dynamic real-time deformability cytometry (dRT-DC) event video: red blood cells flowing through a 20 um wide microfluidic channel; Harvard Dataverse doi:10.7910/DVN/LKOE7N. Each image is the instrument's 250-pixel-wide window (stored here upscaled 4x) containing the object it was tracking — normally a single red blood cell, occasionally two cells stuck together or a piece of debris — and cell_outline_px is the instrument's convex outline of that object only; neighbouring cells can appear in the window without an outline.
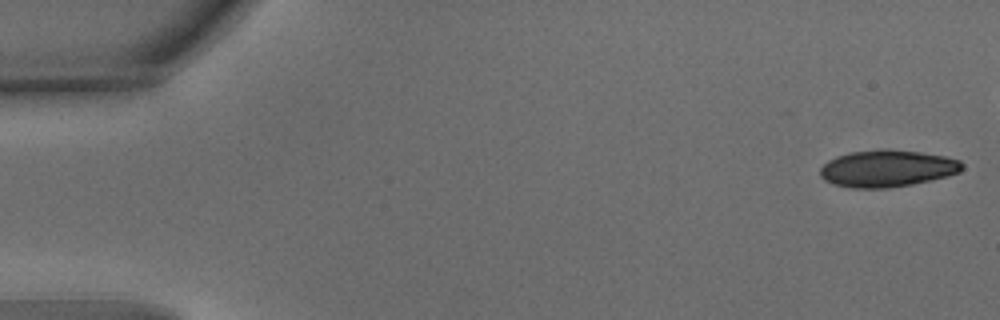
{"species": "common noctule bat (a hibernating species)", "species_latin": "Nyctalus noctula", "temperature_condition": "warm", "stored_images_in_passage": 23, "camera_frame_rate_fps": 3000, "um_per_image_px": 0.085, "animal": {"sex": "male", "body_mass_g": 15.6}, "frame": {"image": 1, "passage_image": 1, "time_ms": 0.0, "image_size_px": [1000, 320], "cell_outline_px": [[964, 168], [960, 172], [948, 176], [912, 184], [888, 188], [852, 188], [836, 184], [824, 180], [820, 176], [820, 168], [828, 160], [836, 156], [852, 152], [880, 148], [888, 148], [920, 152], [944, 156], [960, 160], [964, 164]], "centroid_in_image_um": [75.43, 14.31], "position_along_channel_um": 9.6, "area_um2": 30.75}}
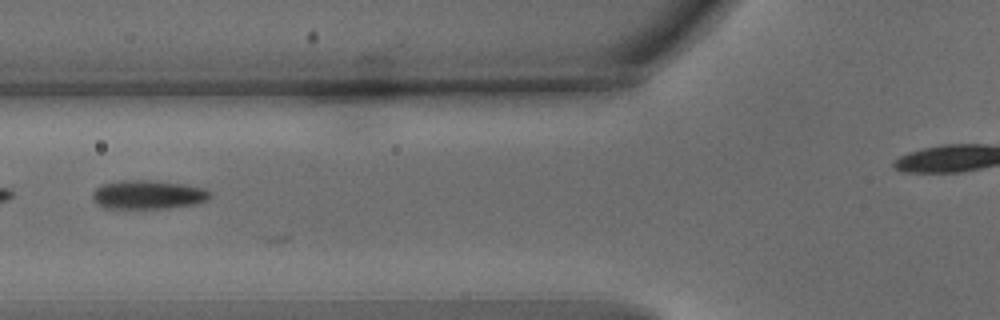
{"frame": {"image": 2, "passage_image": 21, "time_ms": 6.667, "image_size_px": [1000, 320], "cell_outline_px": [[212, 196], [208, 200], [192, 204], [168, 208], [104, 208], [92, 200], [92, 192], [96, 188], [104, 184], [120, 180], [152, 180], [184, 184], [204, 188], [212, 192]], "centroid_in_image_um": [12.59, 16.54], "position_along_channel_um": 113.2, "area_um2": 19.83}}